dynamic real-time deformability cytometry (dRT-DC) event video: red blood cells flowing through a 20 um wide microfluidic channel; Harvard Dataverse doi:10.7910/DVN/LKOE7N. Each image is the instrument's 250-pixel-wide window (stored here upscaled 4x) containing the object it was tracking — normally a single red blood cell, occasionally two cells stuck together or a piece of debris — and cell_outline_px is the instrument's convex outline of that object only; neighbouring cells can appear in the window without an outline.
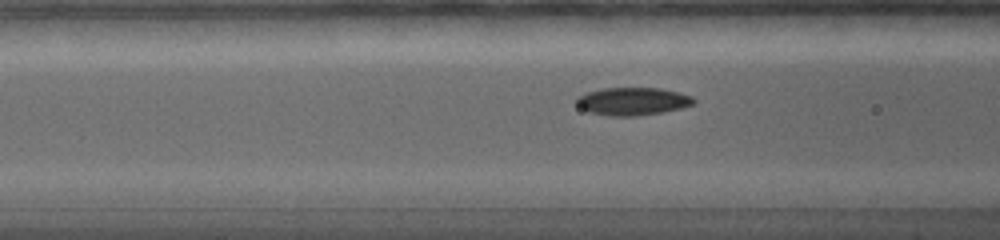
{"species": "common noctule bat (a hibernating species)", "species_latin": "Nyctalus noctula", "temperature_condition": "warm", "stored_images_in_passage": 56, "camera_frame_rate_fps": 5000, "um_per_image_px": 0.085, "animal": {"sex": "female", "body_mass_g": 19.0, "forearm_length_mm": 56.7}, "frame": {"image": 1, "passage_image": 17, "time_ms": 4.8, "image_size_px": [1000, 240], "cell_outline_px": [[696, 100], [692, 104], [680, 108], [660, 112], [636, 116], [608, 116], [588, 112], [580, 108], [576, 104], [576, 100], [580, 96], [588, 92], [604, 88], [660, 88], [692, 96]], "centroid_in_image_um": [53.74, 8.62], "position_along_channel_um": 112.9, "area_um2": 18.79}}
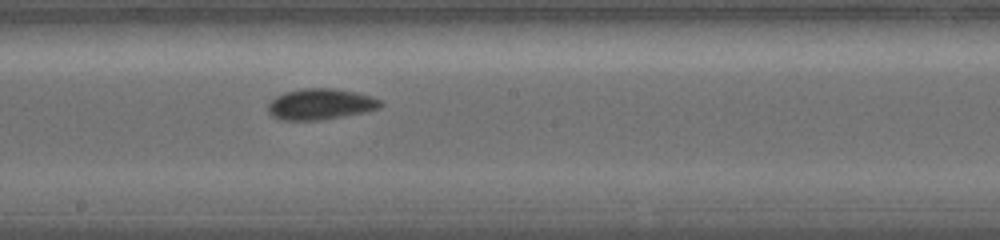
{"frame": {"image": 2, "passage_image": 27, "time_ms": 7.8, "image_size_px": [1000, 240], "cell_outline_px": [[384, 104], [376, 108], [364, 112], [320, 120], [280, 120], [272, 116], [268, 112], [268, 104], [276, 96], [284, 92], [304, 88], [332, 88], [356, 92], [372, 96], [380, 100]], "centroid_in_image_um": [27.21, 8.85], "position_along_channel_um": 221.0, "area_um2": 20.23}}
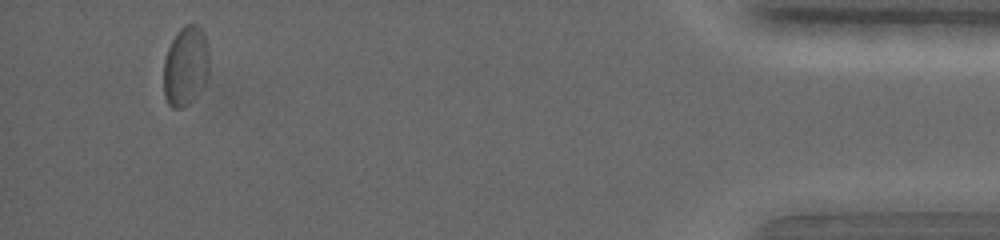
{"frame": {"image": 3, "passage_image": 51, "time_ms": 15.8, "image_size_px": [1000, 240], "cell_outline_px": [[208, 76], [204, 84], [196, 96], [188, 104], [180, 108], [172, 108], [168, 104], [164, 96], [164, 60], [168, 48], [176, 32], [184, 24], [196, 24], [204, 32], [208, 44]], "centroid_in_image_um": [15.78, 5.6], "position_along_channel_um": 419.4, "area_um2": 21.33}, "authors_computed_cell_mechanics": {"area_um2": 19.7676, "velocity_mm_per_s": 3.6174, "shape_relaxation_time_tau1_ms": 3.3733, "shape_relaxation_time_tau2_ms": 2.0464, "deformation_change_tau1": 0.0918, "deformation_change_tau2": 0.0496}}